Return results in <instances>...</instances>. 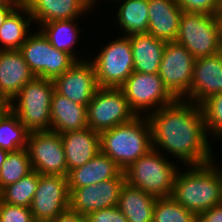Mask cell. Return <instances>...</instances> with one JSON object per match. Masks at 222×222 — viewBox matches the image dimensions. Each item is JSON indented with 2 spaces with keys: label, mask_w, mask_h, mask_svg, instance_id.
Listing matches in <instances>:
<instances>
[{
  "label": "cell",
  "mask_w": 222,
  "mask_h": 222,
  "mask_svg": "<svg viewBox=\"0 0 222 222\" xmlns=\"http://www.w3.org/2000/svg\"><path fill=\"white\" fill-rule=\"evenodd\" d=\"M146 116L150 123L153 149L170 153L171 157L175 156L186 166L213 162L214 154L199 104L176 99Z\"/></svg>",
  "instance_id": "obj_1"
},
{
  "label": "cell",
  "mask_w": 222,
  "mask_h": 222,
  "mask_svg": "<svg viewBox=\"0 0 222 222\" xmlns=\"http://www.w3.org/2000/svg\"><path fill=\"white\" fill-rule=\"evenodd\" d=\"M214 163L176 173L171 197L196 215L222 203V177Z\"/></svg>",
  "instance_id": "obj_2"
},
{
  "label": "cell",
  "mask_w": 222,
  "mask_h": 222,
  "mask_svg": "<svg viewBox=\"0 0 222 222\" xmlns=\"http://www.w3.org/2000/svg\"><path fill=\"white\" fill-rule=\"evenodd\" d=\"M100 151L110 157L123 171L152 148L150 123L147 116H136L99 133Z\"/></svg>",
  "instance_id": "obj_3"
},
{
  "label": "cell",
  "mask_w": 222,
  "mask_h": 222,
  "mask_svg": "<svg viewBox=\"0 0 222 222\" xmlns=\"http://www.w3.org/2000/svg\"><path fill=\"white\" fill-rule=\"evenodd\" d=\"M164 154L152 148L138 158L124 170L125 182L156 198L170 197L178 169Z\"/></svg>",
  "instance_id": "obj_4"
},
{
  "label": "cell",
  "mask_w": 222,
  "mask_h": 222,
  "mask_svg": "<svg viewBox=\"0 0 222 222\" xmlns=\"http://www.w3.org/2000/svg\"><path fill=\"white\" fill-rule=\"evenodd\" d=\"M53 80L35 77L7 104L29 132L51 130Z\"/></svg>",
  "instance_id": "obj_5"
},
{
  "label": "cell",
  "mask_w": 222,
  "mask_h": 222,
  "mask_svg": "<svg viewBox=\"0 0 222 222\" xmlns=\"http://www.w3.org/2000/svg\"><path fill=\"white\" fill-rule=\"evenodd\" d=\"M221 38L218 15L183 11L176 42L195 59L217 54Z\"/></svg>",
  "instance_id": "obj_6"
},
{
  "label": "cell",
  "mask_w": 222,
  "mask_h": 222,
  "mask_svg": "<svg viewBox=\"0 0 222 222\" xmlns=\"http://www.w3.org/2000/svg\"><path fill=\"white\" fill-rule=\"evenodd\" d=\"M115 39L90 60L94 64L99 87L119 88L134 72L129 36L123 35Z\"/></svg>",
  "instance_id": "obj_7"
},
{
  "label": "cell",
  "mask_w": 222,
  "mask_h": 222,
  "mask_svg": "<svg viewBox=\"0 0 222 222\" xmlns=\"http://www.w3.org/2000/svg\"><path fill=\"white\" fill-rule=\"evenodd\" d=\"M32 33L21 45L19 51L35 77L54 80L77 62L67 52L57 50L52 46L40 29Z\"/></svg>",
  "instance_id": "obj_8"
},
{
  "label": "cell",
  "mask_w": 222,
  "mask_h": 222,
  "mask_svg": "<svg viewBox=\"0 0 222 222\" xmlns=\"http://www.w3.org/2000/svg\"><path fill=\"white\" fill-rule=\"evenodd\" d=\"M136 116L120 88L99 87L87 105L88 127L98 133L130 122Z\"/></svg>",
  "instance_id": "obj_9"
},
{
  "label": "cell",
  "mask_w": 222,
  "mask_h": 222,
  "mask_svg": "<svg viewBox=\"0 0 222 222\" xmlns=\"http://www.w3.org/2000/svg\"><path fill=\"white\" fill-rule=\"evenodd\" d=\"M119 88L137 116L143 112L142 115H148L176 100L165 88L159 74L134 71Z\"/></svg>",
  "instance_id": "obj_10"
},
{
  "label": "cell",
  "mask_w": 222,
  "mask_h": 222,
  "mask_svg": "<svg viewBox=\"0 0 222 222\" xmlns=\"http://www.w3.org/2000/svg\"><path fill=\"white\" fill-rule=\"evenodd\" d=\"M195 58L176 41L166 42L158 74L175 99L190 101Z\"/></svg>",
  "instance_id": "obj_11"
},
{
  "label": "cell",
  "mask_w": 222,
  "mask_h": 222,
  "mask_svg": "<svg viewBox=\"0 0 222 222\" xmlns=\"http://www.w3.org/2000/svg\"><path fill=\"white\" fill-rule=\"evenodd\" d=\"M27 150L33 170L43 175H68L61 134L52 130L30 132Z\"/></svg>",
  "instance_id": "obj_12"
},
{
  "label": "cell",
  "mask_w": 222,
  "mask_h": 222,
  "mask_svg": "<svg viewBox=\"0 0 222 222\" xmlns=\"http://www.w3.org/2000/svg\"><path fill=\"white\" fill-rule=\"evenodd\" d=\"M69 195L66 176L39 174V182L30 206L35 222H51L68 210Z\"/></svg>",
  "instance_id": "obj_13"
},
{
  "label": "cell",
  "mask_w": 222,
  "mask_h": 222,
  "mask_svg": "<svg viewBox=\"0 0 222 222\" xmlns=\"http://www.w3.org/2000/svg\"><path fill=\"white\" fill-rule=\"evenodd\" d=\"M125 183V174L107 181L80 188H69V209L87 216L93 211L118 206L119 194Z\"/></svg>",
  "instance_id": "obj_14"
},
{
  "label": "cell",
  "mask_w": 222,
  "mask_h": 222,
  "mask_svg": "<svg viewBox=\"0 0 222 222\" xmlns=\"http://www.w3.org/2000/svg\"><path fill=\"white\" fill-rule=\"evenodd\" d=\"M55 91L71 101L87 106L99 88L90 59L77 61L53 80Z\"/></svg>",
  "instance_id": "obj_15"
},
{
  "label": "cell",
  "mask_w": 222,
  "mask_h": 222,
  "mask_svg": "<svg viewBox=\"0 0 222 222\" xmlns=\"http://www.w3.org/2000/svg\"><path fill=\"white\" fill-rule=\"evenodd\" d=\"M34 78L19 50H0V99L6 104Z\"/></svg>",
  "instance_id": "obj_16"
},
{
  "label": "cell",
  "mask_w": 222,
  "mask_h": 222,
  "mask_svg": "<svg viewBox=\"0 0 222 222\" xmlns=\"http://www.w3.org/2000/svg\"><path fill=\"white\" fill-rule=\"evenodd\" d=\"M222 92V62L217 54L194 60L190 101L201 104Z\"/></svg>",
  "instance_id": "obj_17"
},
{
  "label": "cell",
  "mask_w": 222,
  "mask_h": 222,
  "mask_svg": "<svg viewBox=\"0 0 222 222\" xmlns=\"http://www.w3.org/2000/svg\"><path fill=\"white\" fill-rule=\"evenodd\" d=\"M39 27L51 21L77 19L91 11L89 0H23Z\"/></svg>",
  "instance_id": "obj_18"
},
{
  "label": "cell",
  "mask_w": 222,
  "mask_h": 222,
  "mask_svg": "<svg viewBox=\"0 0 222 222\" xmlns=\"http://www.w3.org/2000/svg\"><path fill=\"white\" fill-rule=\"evenodd\" d=\"M68 173L100 152V135L90 127L61 134Z\"/></svg>",
  "instance_id": "obj_19"
},
{
  "label": "cell",
  "mask_w": 222,
  "mask_h": 222,
  "mask_svg": "<svg viewBox=\"0 0 222 222\" xmlns=\"http://www.w3.org/2000/svg\"><path fill=\"white\" fill-rule=\"evenodd\" d=\"M147 33L166 42L176 41L182 9L176 0H148Z\"/></svg>",
  "instance_id": "obj_20"
},
{
  "label": "cell",
  "mask_w": 222,
  "mask_h": 222,
  "mask_svg": "<svg viewBox=\"0 0 222 222\" xmlns=\"http://www.w3.org/2000/svg\"><path fill=\"white\" fill-rule=\"evenodd\" d=\"M124 171L101 151L81 167L67 175L68 188H80L121 176Z\"/></svg>",
  "instance_id": "obj_21"
},
{
  "label": "cell",
  "mask_w": 222,
  "mask_h": 222,
  "mask_svg": "<svg viewBox=\"0 0 222 222\" xmlns=\"http://www.w3.org/2000/svg\"><path fill=\"white\" fill-rule=\"evenodd\" d=\"M51 130L62 134L88 127L87 106L71 101L54 91L51 99Z\"/></svg>",
  "instance_id": "obj_22"
},
{
  "label": "cell",
  "mask_w": 222,
  "mask_h": 222,
  "mask_svg": "<svg viewBox=\"0 0 222 222\" xmlns=\"http://www.w3.org/2000/svg\"><path fill=\"white\" fill-rule=\"evenodd\" d=\"M132 48L134 71L158 74L166 41L155 38L149 33L129 36Z\"/></svg>",
  "instance_id": "obj_23"
},
{
  "label": "cell",
  "mask_w": 222,
  "mask_h": 222,
  "mask_svg": "<svg viewBox=\"0 0 222 222\" xmlns=\"http://www.w3.org/2000/svg\"><path fill=\"white\" fill-rule=\"evenodd\" d=\"M156 199L125 182L119 194L118 208L128 222H152Z\"/></svg>",
  "instance_id": "obj_24"
},
{
  "label": "cell",
  "mask_w": 222,
  "mask_h": 222,
  "mask_svg": "<svg viewBox=\"0 0 222 222\" xmlns=\"http://www.w3.org/2000/svg\"><path fill=\"white\" fill-rule=\"evenodd\" d=\"M32 20L24 3L15 8L0 27V50H19L30 35Z\"/></svg>",
  "instance_id": "obj_25"
},
{
  "label": "cell",
  "mask_w": 222,
  "mask_h": 222,
  "mask_svg": "<svg viewBox=\"0 0 222 222\" xmlns=\"http://www.w3.org/2000/svg\"><path fill=\"white\" fill-rule=\"evenodd\" d=\"M117 12L119 30L124 36L147 33L149 27L148 0H121Z\"/></svg>",
  "instance_id": "obj_26"
},
{
  "label": "cell",
  "mask_w": 222,
  "mask_h": 222,
  "mask_svg": "<svg viewBox=\"0 0 222 222\" xmlns=\"http://www.w3.org/2000/svg\"><path fill=\"white\" fill-rule=\"evenodd\" d=\"M77 19L61 20V21H51L49 23L42 24L40 31L48 39L52 46L57 50H61L70 54L76 61L86 60L80 59L74 52L75 44L79 39L78 34L82 31L77 28Z\"/></svg>",
  "instance_id": "obj_27"
},
{
  "label": "cell",
  "mask_w": 222,
  "mask_h": 222,
  "mask_svg": "<svg viewBox=\"0 0 222 222\" xmlns=\"http://www.w3.org/2000/svg\"><path fill=\"white\" fill-rule=\"evenodd\" d=\"M29 133L17 115L6 106L0 113V147L7 152L25 149Z\"/></svg>",
  "instance_id": "obj_28"
},
{
  "label": "cell",
  "mask_w": 222,
  "mask_h": 222,
  "mask_svg": "<svg viewBox=\"0 0 222 222\" xmlns=\"http://www.w3.org/2000/svg\"><path fill=\"white\" fill-rule=\"evenodd\" d=\"M39 182V173L35 170L22 177L14 184L0 190V201L30 207Z\"/></svg>",
  "instance_id": "obj_29"
},
{
  "label": "cell",
  "mask_w": 222,
  "mask_h": 222,
  "mask_svg": "<svg viewBox=\"0 0 222 222\" xmlns=\"http://www.w3.org/2000/svg\"><path fill=\"white\" fill-rule=\"evenodd\" d=\"M33 171L27 148L8 152L0 171V190Z\"/></svg>",
  "instance_id": "obj_30"
},
{
  "label": "cell",
  "mask_w": 222,
  "mask_h": 222,
  "mask_svg": "<svg viewBox=\"0 0 222 222\" xmlns=\"http://www.w3.org/2000/svg\"><path fill=\"white\" fill-rule=\"evenodd\" d=\"M152 222H197V215L171 196L157 198Z\"/></svg>",
  "instance_id": "obj_31"
},
{
  "label": "cell",
  "mask_w": 222,
  "mask_h": 222,
  "mask_svg": "<svg viewBox=\"0 0 222 222\" xmlns=\"http://www.w3.org/2000/svg\"><path fill=\"white\" fill-rule=\"evenodd\" d=\"M200 107L208 135L212 134L213 138H222V92L208 97L200 104Z\"/></svg>",
  "instance_id": "obj_32"
},
{
  "label": "cell",
  "mask_w": 222,
  "mask_h": 222,
  "mask_svg": "<svg viewBox=\"0 0 222 222\" xmlns=\"http://www.w3.org/2000/svg\"><path fill=\"white\" fill-rule=\"evenodd\" d=\"M1 222H35L30 207L10 205L0 201Z\"/></svg>",
  "instance_id": "obj_33"
},
{
  "label": "cell",
  "mask_w": 222,
  "mask_h": 222,
  "mask_svg": "<svg viewBox=\"0 0 222 222\" xmlns=\"http://www.w3.org/2000/svg\"><path fill=\"white\" fill-rule=\"evenodd\" d=\"M182 11L218 15L222 0H176Z\"/></svg>",
  "instance_id": "obj_34"
},
{
  "label": "cell",
  "mask_w": 222,
  "mask_h": 222,
  "mask_svg": "<svg viewBox=\"0 0 222 222\" xmlns=\"http://www.w3.org/2000/svg\"><path fill=\"white\" fill-rule=\"evenodd\" d=\"M87 222H128L118 206L93 211L86 216Z\"/></svg>",
  "instance_id": "obj_35"
},
{
  "label": "cell",
  "mask_w": 222,
  "mask_h": 222,
  "mask_svg": "<svg viewBox=\"0 0 222 222\" xmlns=\"http://www.w3.org/2000/svg\"><path fill=\"white\" fill-rule=\"evenodd\" d=\"M197 222H222V203L198 214Z\"/></svg>",
  "instance_id": "obj_36"
},
{
  "label": "cell",
  "mask_w": 222,
  "mask_h": 222,
  "mask_svg": "<svg viewBox=\"0 0 222 222\" xmlns=\"http://www.w3.org/2000/svg\"><path fill=\"white\" fill-rule=\"evenodd\" d=\"M51 222H87L86 217L70 209L58 215Z\"/></svg>",
  "instance_id": "obj_37"
},
{
  "label": "cell",
  "mask_w": 222,
  "mask_h": 222,
  "mask_svg": "<svg viewBox=\"0 0 222 222\" xmlns=\"http://www.w3.org/2000/svg\"><path fill=\"white\" fill-rule=\"evenodd\" d=\"M15 6H2L0 5V27L5 22L8 15L15 9Z\"/></svg>",
  "instance_id": "obj_38"
},
{
  "label": "cell",
  "mask_w": 222,
  "mask_h": 222,
  "mask_svg": "<svg viewBox=\"0 0 222 222\" xmlns=\"http://www.w3.org/2000/svg\"><path fill=\"white\" fill-rule=\"evenodd\" d=\"M23 4V0H0L2 6H15L16 8Z\"/></svg>",
  "instance_id": "obj_39"
},
{
  "label": "cell",
  "mask_w": 222,
  "mask_h": 222,
  "mask_svg": "<svg viewBox=\"0 0 222 222\" xmlns=\"http://www.w3.org/2000/svg\"><path fill=\"white\" fill-rule=\"evenodd\" d=\"M7 155H8V152L3 150L1 147H0V171H1V168H2V165L3 163L5 162L6 158H7Z\"/></svg>",
  "instance_id": "obj_40"
},
{
  "label": "cell",
  "mask_w": 222,
  "mask_h": 222,
  "mask_svg": "<svg viewBox=\"0 0 222 222\" xmlns=\"http://www.w3.org/2000/svg\"><path fill=\"white\" fill-rule=\"evenodd\" d=\"M217 55L219 56V58L222 62V38H221L219 46H218Z\"/></svg>",
  "instance_id": "obj_41"
},
{
  "label": "cell",
  "mask_w": 222,
  "mask_h": 222,
  "mask_svg": "<svg viewBox=\"0 0 222 222\" xmlns=\"http://www.w3.org/2000/svg\"><path fill=\"white\" fill-rule=\"evenodd\" d=\"M218 18L220 22V30H221V37H222V6H221L220 11L218 12Z\"/></svg>",
  "instance_id": "obj_42"
},
{
  "label": "cell",
  "mask_w": 222,
  "mask_h": 222,
  "mask_svg": "<svg viewBox=\"0 0 222 222\" xmlns=\"http://www.w3.org/2000/svg\"><path fill=\"white\" fill-rule=\"evenodd\" d=\"M7 106V104L2 100L0 99V113L2 112V110Z\"/></svg>",
  "instance_id": "obj_43"
},
{
  "label": "cell",
  "mask_w": 222,
  "mask_h": 222,
  "mask_svg": "<svg viewBox=\"0 0 222 222\" xmlns=\"http://www.w3.org/2000/svg\"><path fill=\"white\" fill-rule=\"evenodd\" d=\"M98 2V0H89V3L91 4V6L93 7V6H95L96 4L95 3H97ZM94 4V5H93Z\"/></svg>",
  "instance_id": "obj_44"
},
{
  "label": "cell",
  "mask_w": 222,
  "mask_h": 222,
  "mask_svg": "<svg viewBox=\"0 0 222 222\" xmlns=\"http://www.w3.org/2000/svg\"><path fill=\"white\" fill-rule=\"evenodd\" d=\"M220 168H221V169H220ZM220 168H219V170H220V174H221V177H222V167H220Z\"/></svg>",
  "instance_id": "obj_45"
}]
</instances>
